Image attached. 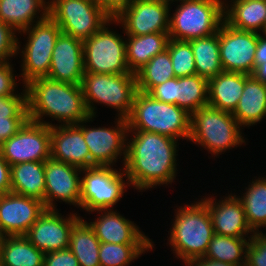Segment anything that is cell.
Returning <instances> with one entry per match:
<instances>
[{"instance_id":"cell-39","label":"cell","mask_w":266,"mask_h":266,"mask_svg":"<svg viewBox=\"0 0 266 266\" xmlns=\"http://www.w3.org/2000/svg\"><path fill=\"white\" fill-rule=\"evenodd\" d=\"M255 232L247 246L246 266H266V234Z\"/></svg>"},{"instance_id":"cell-17","label":"cell","mask_w":266,"mask_h":266,"mask_svg":"<svg viewBox=\"0 0 266 266\" xmlns=\"http://www.w3.org/2000/svg\"><path fill=\"white\" fill-rule=\"evenodd\" d=\"M58 212V209H46L24 235L38 250L44 253L67 249L71 229L81 218L76 213L70 212L68 217H65Z\"/></svg>"},{"instance_id":"cell-47","label":"cell","mask_w":266,"mask_h":266,"mask_svg":"<svg viewBox=\"0 0 266 266\" xmlns=\"http://www.w3.org/2000/svg\"><path fill=\"white\" fill-rule=\"evenodd\" d=\"M262 35L258 33V44L255 52V67L261 63H266V34Z\"/></svg>"},{"instance_id":"cell-26","label":"cell","mask_w":266,"mask_h":266,"mask_svg":"<svg viewBox=\"0 0 266 266\" xmlns=\"http://www.w3.org/2000/svg\"><path fill=\"white\" fill-rule=\"evenodd\" d=\"M228 2H224V21L229 26L264 34L266 0H231V3Z\"/></svg>"},{"instance_id":"cell-6","label":"cell","mask_w":266,"mask_h":266,"mask_svg":"<svg viewBox=\"0 0 266 266\" xmlns=\"http://www.w3.org/2000/svg\"><path fill=\"white\" fill-rule=\"evenodd\" d=\"M83 97L90 116L96 117L94 103L116 109L117 117L127 119L133 108V100L138 91L136 75L96 74L85 72L81 82Z\"/></svg>"},{"instance_id":"cell-34","label":"cell","mask_w":266,"mask_h":266,"mask_svg":"<svg viewBox=\"0 0 266 266\" xmlns=\"http://www.w3.org/2000/svg\"><path fill=\"white\" fill-rule=\"evenodd\" d=\"M137 89L148 93L154 86L162 84L175 77L169 50L154 56L136 73Z\"/></svg>"},{"instance_id":"cell-40","label":"cell","mask_w":266,"mask_h":266,"mask_svg":"<svg viewBox=\"0 0 266 266\" xmlns=\"http://www.w3.org/2000/svg\"><path fill=\"white\" fill-rule=\"evenodd\" d=\"M16 32L8 25L0 21V62L9 61L17 56Z\"/></svg>"},{"instance_id":"cell-10","label":"cell","mask_w":266,"mask_h":266,"mask_svg":"<svg viewBox=\"0 0 266 266\" xmlns=\"http://www.w3.org/2000/svg\"><path fill=\"white\" fill-rule=\"evenodd\" d=\"M80 209L87 213L113 209L130 186L124 169L94 166L82 169ZM128 185V186H127Z\"/></svg>"},{"instance_id":"cell-30","label":"cell","mask_w":266,"mask_h":266,"mask_svg":"<svg viewBox=\"0 0 266 266\" xmlns=\"http://www.w3.org/2000/svg\"><path fill=\"white\" fill-rule=\"evenodd\" d=\"M100 244L93 228L86 220L80 218L71 229L68 247L80 266H100Z\"/></svg>"},{"instance_id":"cell-7","label":"cell","mask_w":266,"mask_h":266,"mask_svg":"<svg viewBox=\"0 0 266 266\" xmlns=\"http://www.w3.org/2000/svg\"><path fill=\"white\" fill-rule=\"evenodd\" d=\"M224 1L180 2L169 18V38L190 41L217 33L224 21Z\"/></svg>"},{"instance_id":"cell-22","label":"cell","mask_w":266,"mask_h":266,"mask_svg":"<svg viewBox=\"0 0 266 266\" xmlns=\"http://www.w3.org/2000/svg\"><path fill=\"white\" fill-rule=\"evenodd\" d=\"M100 216L89 225L102 243L114 244H153L131 220L126 219L114 209L98 210Z\"/></svg>"},{"instance_id":"cell-19","label":"cell","mask_w":266,"mask_h":266,"mask_svg":"<svg viewBox=\"0 0 266 266\" xmlns=\"http://www.w3.org/2000/svg\"><path fill=\"white\" fill-rule=\"evenodd\" d=\"M220 198L217 200L216 198L213 199L212 196H205L201 199L210 213L214 234L235 238H251L255 232L248 225L239 197L231 193V195L223 197L224 199Z\"/></svg>"},{"instance_id":"cell-18","label":"cell","mask_w":266,"mask_h":266,"mask_svg":"<svg viewBox=\"0 0 266 266\" xmlns=\"http://www.w3.org/2000/svg\"><path fill=\"white\" fill-rule=\"evenodd\" d=\"M45 210L42 201L7 192L0 202V237L25 235Z\"/></svg>"},{"instance_id":"cell-35","label":"cell","mask_w":266,"mask_h":266,"mask_svg":"<svg viewBox=\"0 0 266 266\" xmlns=\"http://www.w3.org/2000/svg\"><path fill=\"white\" fill-rule=\"evenodd\" d=\"M176 105L189 114L208 105V80L199 76L177 78Z\"/></svg>"},{"instance_id":"cell-48","label":"cell","mask_w":266,"mask_h":266,"mask_svg":"<svg viewBox=\"0 0 266 266\" xmlns=\"http://www.w3.org/2000/svg\"><path fill=\"white\" fill-rule=\"evenodd\" d=\"M185 265L186 266H234L231 264L223 263L221 261L205 259V258H199V259L193 260L191 262H188Z\"/></svg>"},{"instance_id":"cell-3","label":"cell","mask_w":266,"mask_h":266,"mask_svg":"<svg viewBox=\"0 0 266 266\" xmlns=\"http://www.w3.org/2000/svg\"><path fill=\"white\" fill-rule=\"evenodd\" d=\"M174 216L172 228L168 231V244L173 253L184 264L203 258L214 236L206 204L200 199L195 203L179 206Z\"/></svg>"},{"instance_id":"cell-37","label":"cell","mask_w":266,"mask_h":266,"mask_svg":"<svg viewBox=\"0 0 266 266\" xmlns=\"http://www.w3.org/2000/svg\"><path fill=\"white\" fill-rule=\"evenodd\" d=\"M167 49L176 78L196 75L194 54L189 41L169 39Z\"/></svg>"},{"instance_id":"cell-14","label":"cell","mask_w":266,"mask_h":266,"mask_svg":"<svg viewBox=\"0 0 266 266\" xmlns=\"http://www.w3.org/2000/svg\"><path fill=\"white\" fill-rule=\"evenodd\" d=\"M218 34L223 71L252 75L255 70L258 33L233 28L223 21Z\"/></svg>"},{"instance_id":"cell-43","label":"cell","mask_w":266,"mask_h":266,"mask_svg":"<svg viewBox=\"0 0 266 266\" xmlns=\"http://www.w3.org/2000/svg\"><path fill=\"white\" fill-rule=\"evenodd\" d=\"M43 266H80L72 251L67 248L63 250L45 253Z\"/></svg>"},{"instance_id":"cell-24","label":"cell","mask_w":266,"mask_h":266,"mask_svg":"<svg viewBox=\"0 0 266 266\" xmlns=\"http://www.w3.org/2000/svg\"><path fill=\"white\" fill-rule=\"evenodd\" d=\"M46 1L0 0V21L8 24L15 32H19L21 35V31L48 16V2ZM39 13L40 16L38 15Z\"/></svg>"},{"instance_id":"cell-31","label":"cell","mask_w":266,"mask_h":266,"mask_svg":"<svg viewBox=\"0 0 266 266\" xmlns=\"http://www.w3.org/2000/svg\"><path fill=\"white\" fill-rule=\"evenodd\" d=\"M189 42L194 54L197 75L209 80L223 72L218 32Z\"/></svg>"},{"instance_id":"cell-27","label":"cell","mask_w":266,"mask_h":266,"mask_svg":"<svg viewBox=\"0 0 266 266\" xmlns=\"http://www.w3.org/2000/svg\"><path fill=\"white\" fill-rule=\"evenodd\" d=\"M11 192L42 201L45 206V161L11 166Z\"/></svg>"},{"instance_id":"cell-28","label":"cell","mask_w":266,"mask_h":266,"mask_svg":"<svg viewBox=\"0 0 266 266\" xmlns=\"http://www.w3.org/2000/svg\"><path fill=\"white\" fill-rule=\"evenodd\" d=\"M126 37V59L130 72L136 73L154 56L167 49L168 32L150 33L146 35H124Z\"/></svg>"},{"instance_id":"cell-32","label":"cell","mask_w":266,"mask_h":266,"mask_svg":"<svg viewBox=\"0 0 266 266\" xmlns=\"http://www.w3.org/2000/svg\"><path fill=\"white\" fill-rule=\"evenodd\" d=\"M249 240L250 238H235L214 234L203 258L234 266H246Z\"/></svg>"},{"instance_id":"cell-45","label":"cell","mask_w":266,"mask_h":266,"mask_svg":"<svg viewBox=\"0 0 266 266\" xmlns=\"http://www.w3.org/2000/svg\"><path fill=\"white\" fill-rule=\"evenodd\" d=\"M97 4L112 18H116L133 0H95Z\"/></svg>"},{"instance_id":"cell-21","label":"cell","mask_w":266,"mask_h":266,"mask_svg":"<svg viewBox=\"0 0 266 266\" xmlns=\"http://www.w3.org/2000/svg\"><path fill=\"white\" fill-rule=\"evenodd\" d=\"M57 125L50 127L51 158L80 169L94 167L82 133V121L79 124Z\"/></svg>"},{"instance_id":"cell-38","label":"cell","mask_w":266,"mask_h":266,"mask_svg":"<svg viewBox=\"0 0 266 266\" xmlns=\"http://www.w3.org/2000/svg\"><path fill=\"white\" fill-rule=\"evenodd\" d=\"M19 94L12 96H0V116L8 118H29L27 110L26 88Z\"/></svg>"},{"instance_id":"cell-41","label":"cell","mask_w":266,"mask_h":266,"mask_svg":"<svg viewBox=\"0 0 266 266\" xmlns=\"http://www.w3.org/2000/svg\"><path fill=\"white\" fill-rule=\"evenodd\" d=\"M147 94H149L153 99L157 101L176 105L177 78L174 77L162 84L154 86Z\"/></svg>"},{"instance_id":"cell-8","label":"cell","mask_w":266,"mask_h":266,"mask_svg":"<svg viewBox=\"0 0 266 266\" xmlns=\"http://www.w3.org/2000/svg\"><path fill=\"white\" fill-rule=\"evenodd\" d=\"M28 35L25 47L20 50L21 43L17 39V54L21 51V69L23 85L36 78L47 77L50 71L52 51L61 29L49 16L21 31ZM20 43V44H19Z\"/></svg>"},{"instance_id":"cell-2","label":"cell","mask_w":266,"mask_h":266,"mask_svg":"<svg viewBox=\"0 0 266 266\" xmlns=\"http://www.w3.org/2000/svg\"><path fill=\"white\" fill-rule=\"evenodd\" d=\"M25 88L29 120L51 127L54 124L46 122L45 116L60 125L79 124L90 117L81 85L44 77L30 81Z\"/></svg>"},{"instance_id":"cell-52","label":"cell","mask_w":266,"mask_h":266,"mask_svg":"<svg viewBox=\"0 0 266 266\" xmlns=\"http://www.w3.org/2000/svg\"><path fill=\"white\" fill-rule=\"evenodd\" d=\"M264 34H266V18H265V22H264Z\"/></svg>"},{"instance_id":"cell-11","label":"cell","mask_w":266,"mask_h":266,"mask_svg":"<svg viewBox=\"0 0 266 266\" xmlns=\"http://www.w3.org/2000/svg\"><path fill=\"white\" fill-rule=\"evenodd\" d=\"M111 19L97 33L83 40L84 71L96 74L132 73L126 59V39L109 30ZM107 26V27H106Z\"/></svg>"},{"instance_id":"cell-51","label":"cell","mask_w":266,"mask_h":266,"mask_svg":"<svg viewBox=\"0 0 266 266\" xmlns=\"http://www.w3.org/2000/svg\"><path fill=\"white\" fill-rule=\"evenodd\" d=\"M5 194H6V193H5L4 191L0 190V202H1V200H2V198H3V196H4Z\"/></svg>"},{"instance_id":"cell-44","label":"cell","mask_w":266,"mask_h":266,"mask_svg":"<svg viewBox=\"0 0 266 266\" xmlns=\"http://www.w3.org/2000/svg\"><path fill=\"white\" fill-rule=\"evenodd\" d=\"M29 118H8L0 116V146L15 135Z\"/></svg>"},{"instance_id":"cell-9","label":"cell","mask_w":266,"mask_h":266,"mask_svg":"<svg viewBox=\"0 0 266 266\" xmlns=\"http://www.w3.org/2000/svg\"><path fill=\"white\" fill-rule=\"evenodd\" d=\"M48 16L61 32L82 41L112 19L95 0H48Z\"/></svg>"},{"instance_id":"cell-13","label":"cell","mask_w":266,"mask_h":266,"mask_svg":"<svg viewBox=\"0 0 266 266\" xmlns=\"http://www.w3.org/2000/svg\"><path fill=\"white\" fill-rule=\"evenodd\" d=\"M6 162L12 166L51 158L50 126L27 120L19 131L0 146Z\"/></svg>"},{"instance_id":"cell-25","label":"cell","mask_w":266,"mask_h":266,"mask_svg":"<svg viewBox=\"0 0 266 266\" xmlns=\"http://www.w3.org/2000/svg\"><path fill=\"white\" fill-rule=\"evenodd\" d=\"M232 115L241 127L260 123L266 117V85L253 75L246 74L241 98Z\"/></svg>"},{"instance_id":"cell-20","label":"cell","mask_w":266,"mask_h":266,"mask_svg":"<svg viewBox=\"0 0 266 266\" xmlns=\"http://www.w3.org/2000/svg\"><path fill=\"white\" fill-rule=\"evenodd\" d=\"M84 73L83 41L61 32L52 51L47 78L81 85Z\"/></svg>"},{"instance_id":"cell-16","label":"cell","mask_w":266,"mask_h":266,"mask_svg":"<svg viewBox=\"0 0 266 266\" xmlns=\"http://www.w3.org/2000/svg\"><path fill=\"white\" fill-rule=\"evenodd\" d=\"M82 169L49 158L45 161V208L56 210L55 200L80 208ZM58 199V200H57Z\"/></svg>"},{"instance_id":"cell-50","label":"cell","mask_w":266,"mask_h":266,"mask_svg":"<svg viewBox=\"0 0 266 266\" xmlns=\"http://www.w3.org/2000/svg\"><path fill=\"white\" fill-rule=\"evenodd\" d=\"M169 5H171V3H173V2H180L181 1V3L182 2H188V1H195V0H165Z\"/></svg>"},{"instance_id":"cell-23","label":"cell","mask_w":266,"mask_h":266,"mask_svg":"<svg viewBox=\"0 0 266 266\" xmlns=\"http://www.w3.org/2000/svg\"><path fill=\"white\" fill-rule=\"evenodd\" d=\"M246 74L241 72L219 73L208 80V105L233 113L241 98Z\"/></svg>"},{"instance_id":"cell-5","label":"cell","mask_w":266,"mask_h":266,"mask_svg":"<svg viewBox=\"0 0 266 266\" xmlns=\"http://www.w3.org/2000/svg\"><path fill=\"white\" fill-rule=\"evenodd\" d=\"M241 129L232 113L207 105L191 114L189 140L217 157L246 144Z\"/></svg>"},{"instance_id":"cell-42","label":"cell","mask_w":266,"mask_h":266,"mask_svg":"<svg viewBox=\"0 0 266 266\" xmlns=\"http://www.w3.org/2000/svg\"><path fill=\"white\" fill-rule=\"evenodd\" d=\"M9 61L0 62V96L16 95V76H14V68Z\"/></svg>"},{"instance_id":"cell-36","label":"cell","mask_w":266,"mask_h":266,"mask_svg":"<svg viewBox=\"0 0 266 266\" xmlns=\"http://www.w3.org/2000/svg\"><path fill=\"white\" fill-rule=\"evenodd\" d=\"M154 244L102 243L99 247L100 266H128L146 251H152Z\"/></svg>"},{"instance_id":"cell-49","label":"cell","mask_w":266,"mask_h":266,"mask_svg":"<svg viewBox=\"0 0 266 266\" xmlns=\"http://www.w3.org/2000/svg\"><path fill=\"white\" fill-rule=\"evenodd\" d=\"M252 75L266 85V63L257 65Z\"/></svg>"},{"instance_id":"cell-12","label":"cell","mask_w":266,"mask_h":266,"mask_svg":"<svg viewBox=\"0 0 266 266\" xmlns=\"http://www.w3.org/2000/svg\"><path fill=\"white\" fill-rule=\"evenodd\" d=\"M93 118L94 116H90L82 121V133L90 151V163L93 166L113 167L117 159L123 156L124 166L127 156V137L130 135L127 119L116 117L115 127L86 126L85 124L93 121Z\"/></svg>"},{"instance_id":"cell-4","label":"cell","mask_w":266,"mask_h":266,"mask_svg":"<svg viewBox=\"0 0 266 266\" xmlns=\"http://www.w3.org/2000/svg\"><path fill=\"white\" fill-rule=\"evenodd\" d=\"M191 114L175 104L153 99L149 94L137 91L129 117L128 131H146L175 139L190 136Z\"/></svg>"},{"instance_id":"cell-33","label":"cell","mask_w":266,"mask_h":266,"mask_svg":"<svg viewBox=\"0 0 266 266\" xmlns=\"http://www.w3.org/2000/svg\"><path fill=\"white\" fill-rule=\"evenodd\" d=\"M245 189L246 192L241 194L243 196L238 197L245 211L246 220L254 232H260L259 228L266 227V178L258 177Z\"/></svg>"},{"instance_id":"cell-15","label":"cell","mask_w":266,"mask_h":266,"mask_svg":"<svg viewBox=\"0 0 266 266\" xmlns=\"http://www.w3.org/2000/svg\"><path fill=\"white\" fill-rule=\"evenodd\" d=\"M170 8L165 0H133L114 23L123 27L124 35L169 32Z\"/></svg>"},{"instance_id":"cell-1","label":"cell","mask_w":266,"mask_h":266,"mask_svg":"<svg viewBox=\"0 0 266 266\" xmlns=\"http://www.w3.org/2000/svg\"><path fill=\"white\" fill-rule=\"evenodd\" d=\"M129 133H132V138H127L129 142L123 166L129 184L139 191L172 184L178 171V140L154 132Z\"/></svg>"},{"instance_id":"cell-29","label":"cell","mask_w":266,"mask_h":266,"mask_svg":"<svg viewBox=\"0 0 266 266\" xmlns=\"http://www.w3.org/2000/svg\"><path fill=\"white\" fill-rule=\"evenodd\" d=\"M44 255L24 235L0 237V266H43Z\"/></svg>"},{"instance_id":"cell-46","label":"cell","mask_w":266,"mask_h":266,"mask_svg":"<svg viewBox=\"0 0 266 266\" xmlns=\"http://www.w3.org/2000/svg\"><path fill=\"white\" fill-rule=\"evenodd\" d=\"M11 166L2 157L0 152V190L5 193L11 192V177H10Z\"/></svg>"}]
</instances>
